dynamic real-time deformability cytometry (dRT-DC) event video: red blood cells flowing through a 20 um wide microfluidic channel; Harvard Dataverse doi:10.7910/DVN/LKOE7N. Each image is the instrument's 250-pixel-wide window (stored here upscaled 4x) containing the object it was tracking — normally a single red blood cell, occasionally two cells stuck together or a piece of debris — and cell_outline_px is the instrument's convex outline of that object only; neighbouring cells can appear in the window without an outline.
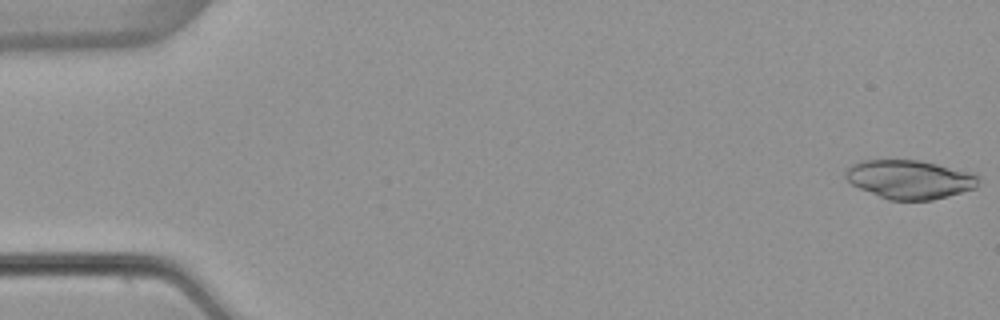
{"species": "common noctule bat (a hibernating species)", "species_latin": "Nyctalus noctula", "temperature_condition": "warm", "stored_images_in_passage": 52, "camera_frame_rate_fps": 3000, "um_per_image_px": 0.085, "animal": {"sex": "female", "body_mass_g": 22.7, "forearm_length_mm": 54.2}, "frame": {"image": 1, "passage_image": 1, "time_ms": 0.0, "image_size_px": [1000, 320], "cell_outline_px": [[980, 176], [976, 188], [948, 196], [932, 200], [888, 200], [860, 188], [852, 184], [844, 176], [844, 168], [860, 160], [920, 160], [972, 172]], "centroid_in_image_um": [77.31, 15.24], "position_along_channel_um": 7.7, "area_um2": 30.23}}